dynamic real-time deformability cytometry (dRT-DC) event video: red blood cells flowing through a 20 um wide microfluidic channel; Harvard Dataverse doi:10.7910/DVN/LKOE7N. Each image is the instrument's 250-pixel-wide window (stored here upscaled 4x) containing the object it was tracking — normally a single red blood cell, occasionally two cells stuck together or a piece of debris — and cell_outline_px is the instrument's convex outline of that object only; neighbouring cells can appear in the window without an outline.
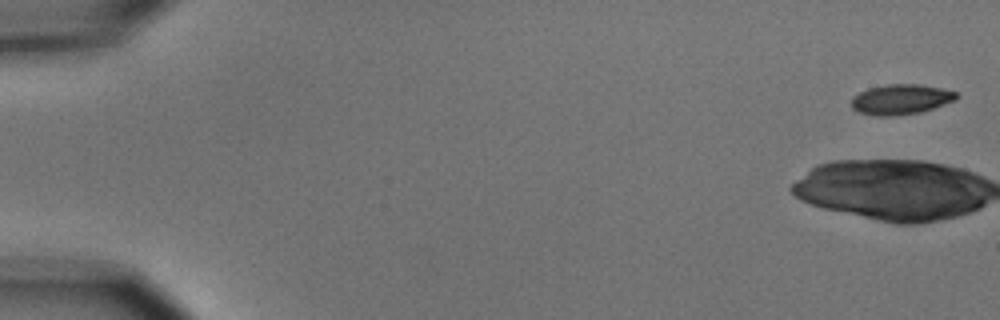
{"species": "common noctule bat (a hibernating species)", "species_latin": "Nyctalus noctula", "temperature_condition": "cold", "stored_images_in_passage": 4, "camera_frame_rate_fps": 3000, "um_per_image_px": 0.085, "animal": {"sex": "male", "body_mass_g": 15.6}, "frame": {"image": 1, "passage_image": 1, "time_ms": 0.0, "image_size_px": [1000, 320], "cell_outline_px": [[960, 96], [956, 100], [920, 112], [892, 116], [876, 116], [860, 112], [852, 108], [852, 96], [868, 88], [888, 84], [920, 84], [940, 88], [956, 92]], "centroid_in_image_um": [76.57, 8.44], "position_along_channel_um": 8.4, "area_um2": 18.38}}